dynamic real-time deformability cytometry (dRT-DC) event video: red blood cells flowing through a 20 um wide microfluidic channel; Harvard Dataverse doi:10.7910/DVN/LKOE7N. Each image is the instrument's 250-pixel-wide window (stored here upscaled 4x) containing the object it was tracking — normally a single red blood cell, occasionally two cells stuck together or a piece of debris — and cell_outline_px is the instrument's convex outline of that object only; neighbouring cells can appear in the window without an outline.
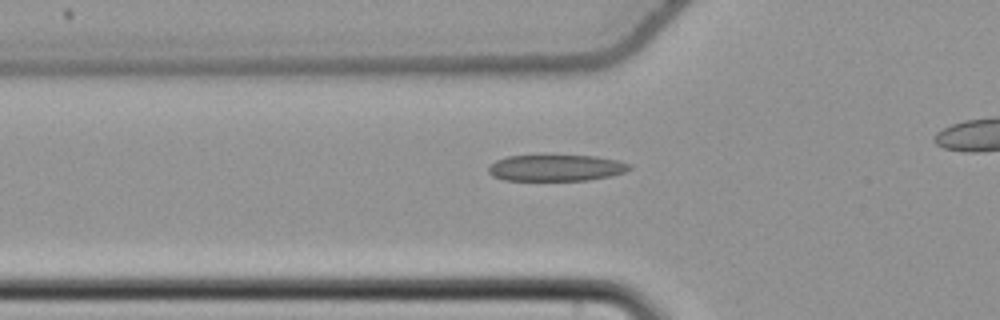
{"species": "common noctule bat (a hibernating species)", "species_latin": "Nyctalus noctula", "temperature_condition": "cold", "stored_images_in_passage": 44, "camera_frame_rate_fps": 3000, "um_per_image_px": 0.085, "animal": {"sex": "female", "body_mass_g": 22.7, "forearm_length_mm": 54.2}, "frame": {"image": 1, "passage_image": 18, "time_ms": 5.667, "image_size_px": [1000, 320], "cell_outline_px": [[632, 168], [624, 172], [612, 176], [588, 180], [504, 180], [492, 176], [488, 172], [488, 168], [496, 160], [508, 156], [544, 152], [596, 156], [616, 160], [632, 164]], "centroid_in_image_um": [47.26, 14.21], "position_along_channel_um": 78.5, "area_um2": 22.83}}
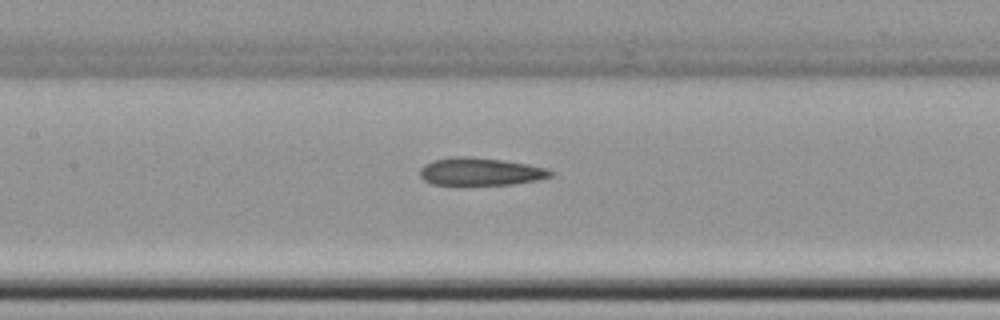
{"frame": {"image": 2, "passage_image": 25, "time_ms": 8.0, "image_size_px": [1000, 320], "cell_outline_px": [[552, 176], [536, 180], [512, 184], [432, 184], [424, 180], [420, 176], [420, 168], [424, 164], [436, 160], [452, 156], [472, 156], [504, 160], [528, 164], [548, 168], [552, 172]], "centroid_in_image_um": [40.84, 14.57], "position_along_channel_um": 166.6, "area_um2": 20.98}}
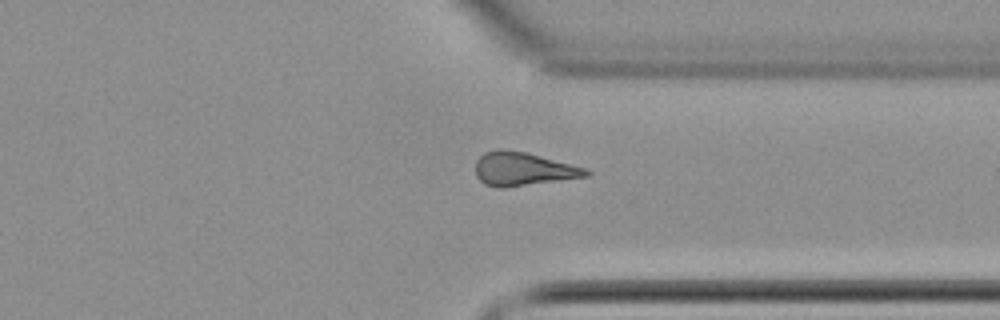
{"frame": {"image": 3, "passage_image": 41, "time_ms": 13.333, "image_size_px": [1000, 320], "cell_outline_px": [[592, 172], [588, 176], [504, 188], [500, 188], [484, 184], [476, 176], [476, 160], [484, 152], [496, 148], [500, 148], [524, 152], [588, 168]], "centroid_in_image_um": [44.45, 14.36], "position_along_channel_um": 367.0, "area_um2": 21.62}}